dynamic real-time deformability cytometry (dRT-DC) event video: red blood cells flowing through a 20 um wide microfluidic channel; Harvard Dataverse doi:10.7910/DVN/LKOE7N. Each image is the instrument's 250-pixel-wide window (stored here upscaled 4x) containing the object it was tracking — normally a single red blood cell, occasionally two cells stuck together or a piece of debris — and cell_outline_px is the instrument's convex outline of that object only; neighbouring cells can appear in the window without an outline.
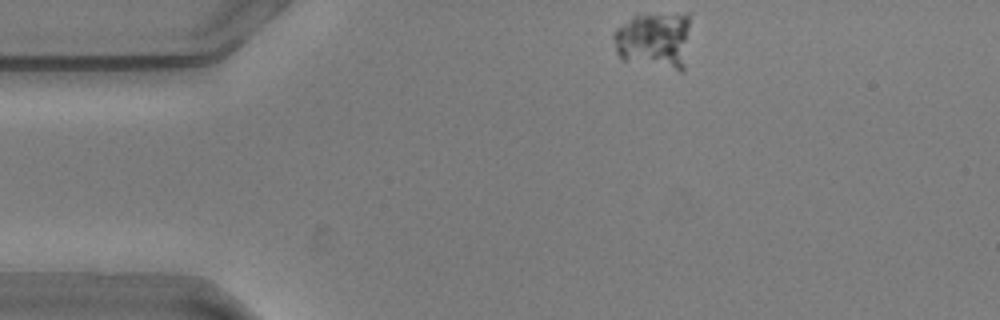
{"species": "common noctule bat (a hibernating species)", "species_latin": "Nyctalus noctula", "temperature_condition": "warm", "stored_images_in_passage": 49, "camera_frame_rate_fps": 3000, "um_per_image_px": 0.085, "animal": {"sex": "male", "body_mass_g": 20.5, "forearm_length_mm": 52.5}, "frame": {"image": 1, "passage_image": 1, "time_ms": 0.0, "image_size_px": [1000, 320], "cell_outline_px": [[692, 12], [684, 72], [680, 72], [620, 60], [616, 52], [612, 36], [616, 28], [632, 16], [688, 12]], "centroid_in_image_um": [55.65, 3.43], "position_along_channel_um": 29.4, "area_um2": 26.53}}
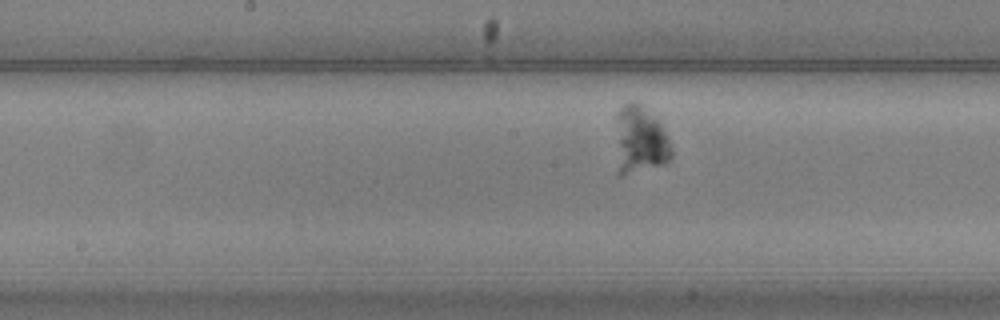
{"frame": {"image": 2, "passage_image": 20, "time_ms": 6.333, "image_size_px": [1000, 320], "cell_outline_px": [[672, 156], [668, 164], [620, 176], [616, 176], [616, 112], [628, 100], [632, 100], [640, 104], [660, 124], [672, 148]], "centroid_in_image_um": [54.35, 11.95], "position_along_channel_um": 193.9, "area_um2": 22.43}}
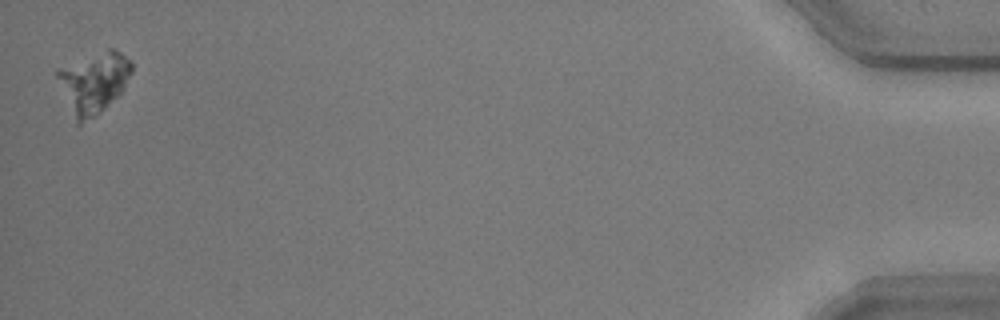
{"frame": {"image": 3, "passage_image": 49, "time_ms": 16.0, "image_size_px": [1000, 320], "cell_outline_px": [[132, 72], [124, 88], [96, 116], [80, 124], [76, 124], [56, 76], [56, 68], [108, 48], [112, 48], [120, 52], [132, 60]], "centroid_in_image_um": [7.96, 6.98], "position_along_channel_um": 427.2, "area_um2": 26.24}}